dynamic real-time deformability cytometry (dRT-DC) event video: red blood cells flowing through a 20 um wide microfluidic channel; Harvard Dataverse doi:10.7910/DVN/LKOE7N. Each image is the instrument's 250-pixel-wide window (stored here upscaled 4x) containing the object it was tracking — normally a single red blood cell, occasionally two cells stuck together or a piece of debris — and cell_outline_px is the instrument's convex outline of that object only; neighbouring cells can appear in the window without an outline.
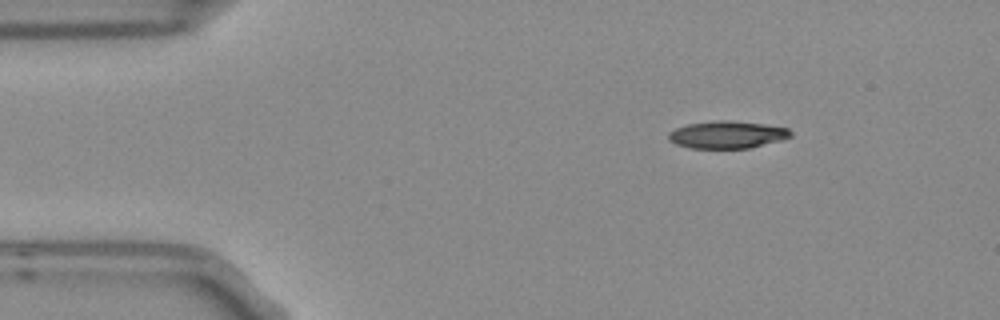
{"species": "Egyptian fruit bat (a non-hibernating species)", "species_latin": "Rousettus aegyptiacus", "temperature_condition": "room temperature", "stored_images_in_passage": 4, "camera_frame_rate_fps": 3000, "um_per_image_px": 0.085, "frame": {"image": 1, "passage_image": 2, "time_ms": 0.333, "image_size_px": [1000, 320], "cell_outline_px": [[792, 136], [784, 140], [748, 148], [688, 148], [676, 144], [668, 140], [668, 132], [676, 128], [688, 124], [720, 120], [728, 120], [764, 124], [788, 128], [792, 132]], "centroid_in_image_um": [61.82, 11.45], "position_along_channel_um": 23.2, "area_um2": 19.54}}